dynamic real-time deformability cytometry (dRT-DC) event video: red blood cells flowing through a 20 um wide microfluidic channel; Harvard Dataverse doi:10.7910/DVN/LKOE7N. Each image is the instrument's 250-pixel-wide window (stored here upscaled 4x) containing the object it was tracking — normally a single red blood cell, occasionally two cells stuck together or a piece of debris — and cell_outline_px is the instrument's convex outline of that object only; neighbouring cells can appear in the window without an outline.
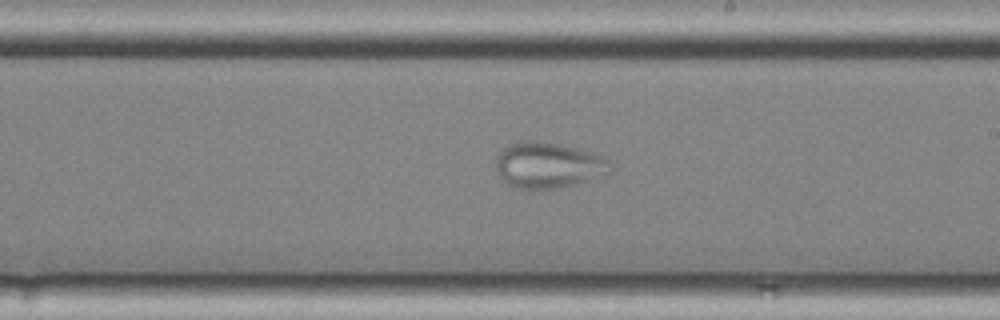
{"species": "common noctule bat (a hibernating species)", "species_latin": "Nyctalus noctula", "temperature_condition": "cold", "stored_images_in_passage": 58, "camera_frame_rate_fps": 3000, "um_per_image_px": 0.085, "animal": {"sex": "female", "body_mass_g": 25.1}, "frame": {"image": 1, "passage_image": 34, "time_ms": 11.0, "image_size_px": [1000, 320], "cell_outline_px": [[608, 176], [576, 184], [556, 188], [516, 188], [508, 184], [500, 176], [496, 168], [496, 156], [504, 148], [512, 144], [524, 140], [536, 140], [564, 144], [592, 152], [604, 156], [608, 160]], "centroid_in_image_um": [46.63, 14.03], "position_along_channel_um": 242.4, "area_um2": 30.69}}
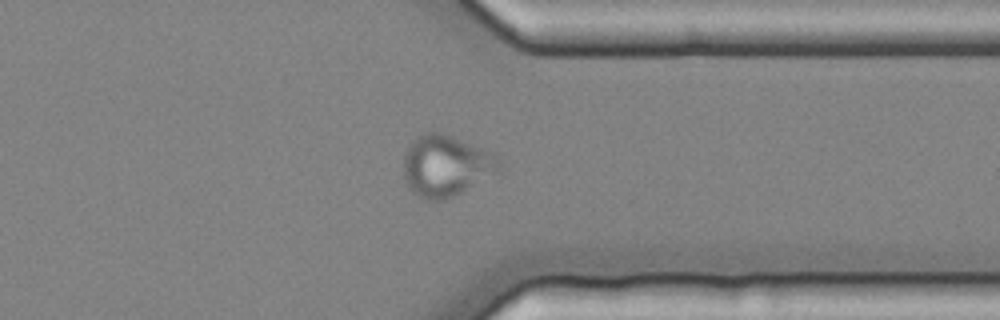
{"frame": {"image": 2, "passage_image": 45, "time_ms": 14.667, "image_size_px": [1000, 320], "cell_outline_px": [[500, 168], [496, 172], [460, 192], [452, 196], [440, 200], [432, 200], [420, 196], [412, 192], [408, 188], [404, 176], [404, 156], [408, 148], [420, 136], [428, 132], [440, 132], [492, 152], [500, 156]], "centroid_in_image_um": [37.9, 14.09], "position_along_channel_um": 373.5, "area_um2": 33.18}}
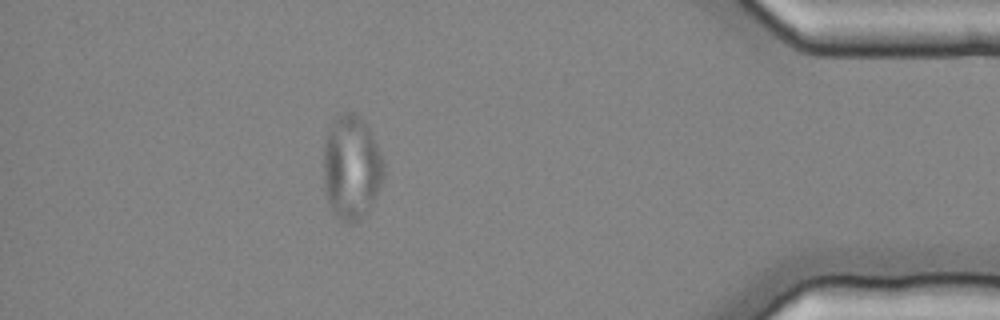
{"frame": {"image": 3, "passage_image": 51, "time_ms": 16.667, "image_size_px": [1000, 320], "cell_outline_px": [[384, 176], [372, 204], [368, 212], [352, 224], [348, 224], [340, 220], [336, 216], [328, 204], [324, 192], [324, 144], [328, 128], [332, 120], [340, 112], [356, 112], [368, 128], [380, 152], [384, 164]], "centroid_in_image_um": [29.85, 14.24], "position_along_channel_um": 405.4, "area_um2": 36.88}}